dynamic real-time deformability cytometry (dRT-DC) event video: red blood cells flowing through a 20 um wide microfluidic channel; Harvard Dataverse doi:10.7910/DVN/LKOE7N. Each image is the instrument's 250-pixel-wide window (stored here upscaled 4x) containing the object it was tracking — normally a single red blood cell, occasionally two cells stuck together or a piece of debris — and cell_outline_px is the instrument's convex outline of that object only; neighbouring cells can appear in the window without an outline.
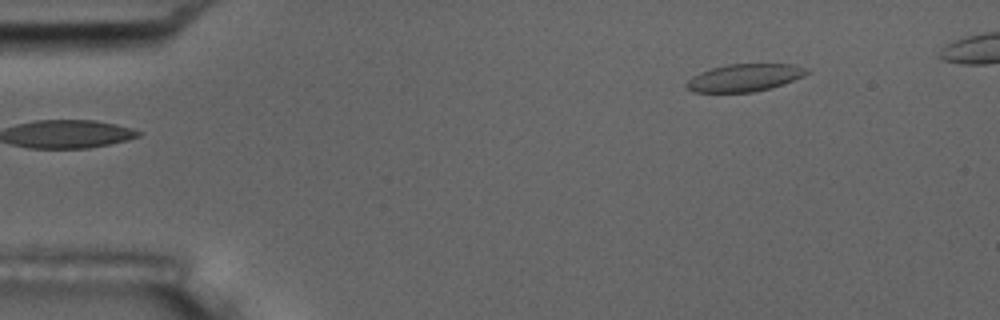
{"species": "common noctule bat (a hibernating species)", "species_latin": "Nyctalus noctula", "temperature_condition": "room temperature", "stored_images_in_passage": 2, "camera_frame_rate_fps": 3000, "um_per_image_px": 0.085, "animal": {"sex": "male", "body_mass_g": 17.5, "forearm_length_mm": 52.3}, "frame": {"image": 1, "passage_image": 2, "time_ms": 1.333, "image_size_px": [1000, 320], "cell_outline_px": [[812, 72], [804, 76], [784, 84], [772, 88], [752, 92], [692, 92], [684, 84], [692, 76], [700, 72], [712, 68], [728, 64], [792, 64], [804, 68]], "centroid_in_image_um": [63.29, 6.61], "position_along_channel_um": 21.7, "area_um2": 19.31}}